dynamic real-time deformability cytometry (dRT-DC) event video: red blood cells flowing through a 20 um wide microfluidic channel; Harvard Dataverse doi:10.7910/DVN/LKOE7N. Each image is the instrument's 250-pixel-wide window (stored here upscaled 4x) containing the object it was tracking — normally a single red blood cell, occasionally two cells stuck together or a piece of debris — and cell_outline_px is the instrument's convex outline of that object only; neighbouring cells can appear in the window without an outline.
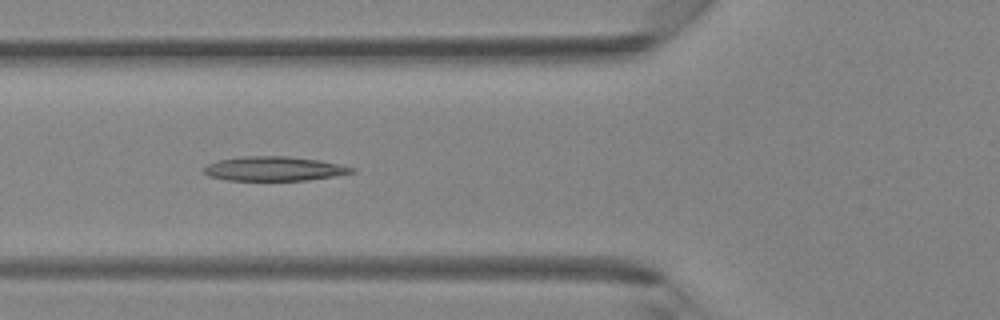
{"species": "Egyptian fruit bat (a non-hibernating species)", "species_latin": "Rousettus aegyptiacus", "temperature_condition": "room temperature", "stored_images_in_passage": 30, "camera_frame_rate_fps": 3000, "um_per_image_px": 0.085, "animal": {"sex": "female"}, "frame": {"image": 1, "passage_image": 5, "time_ms": 1.333, "image_size_px": [1000, 320], "cell_outline_px": [[356, 172], [308, 180], [228, 180], [208, 176], [204, 172], [204, 168], [208, 164], [220, 160], [244, 156], [288, 156], [320, 160], [340, 164], [356, 168]], "centroid_in_image_um": [23.33, 14.33], "position_along_channel_um": 102.5, "area_um2": 20.87}}
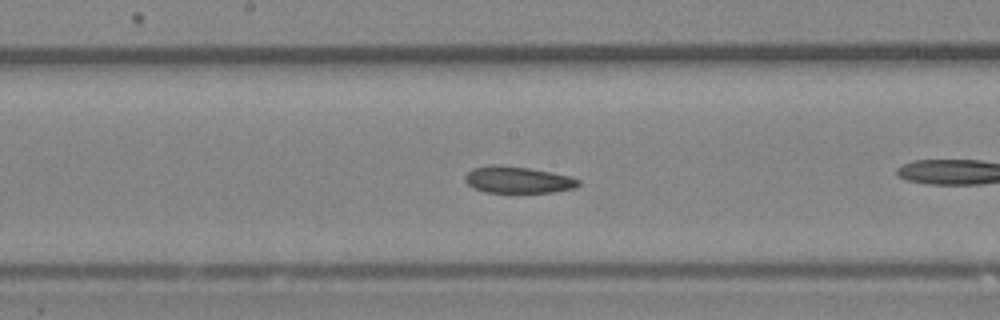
{"frame": {"image": 2, "passage_image": 9, "time_ms": 2.667, "image_size_px": [1000, 320], "cell_outline_px": [[580, 184], [576, 188], [552, 192], [484, 192], [472, 188], [464, 180], [464, 176], [472, 168], [488, 164], [496, 164], [528, 168], [552, 172], [568, 176], [580, 180]], "centroid_in_image_um": [43.97, 15.28], "position_along_channel_um": 204.2, "area_um2": 17.74}}
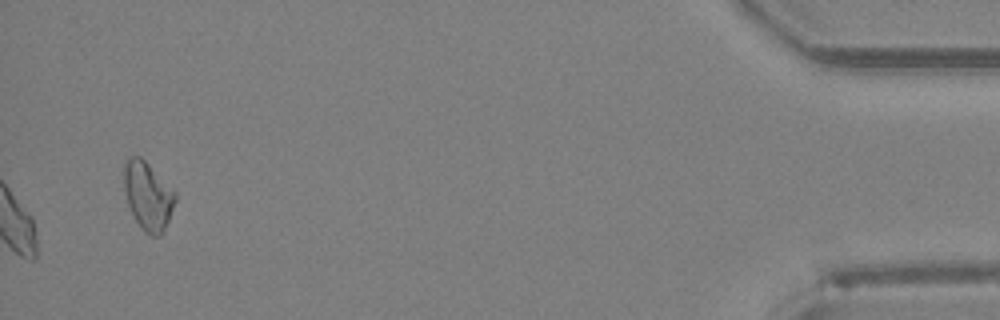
{"frame": {"image": 3, "passage_image": 30, "time_ms": 9.667, "image_size_px": [1000, 320], "cell_outline_px": [[176, 200], [164, 232], [160, 236], [148, 236], [140, 228], [128, 204], [124, 188], [124, 160], [128, 156], [140, 156], [176, 192]], "centroid_in_image_um": [12.57, 16.67], "position_along_channel_um": 422.6, "area_um2": 20.4}}